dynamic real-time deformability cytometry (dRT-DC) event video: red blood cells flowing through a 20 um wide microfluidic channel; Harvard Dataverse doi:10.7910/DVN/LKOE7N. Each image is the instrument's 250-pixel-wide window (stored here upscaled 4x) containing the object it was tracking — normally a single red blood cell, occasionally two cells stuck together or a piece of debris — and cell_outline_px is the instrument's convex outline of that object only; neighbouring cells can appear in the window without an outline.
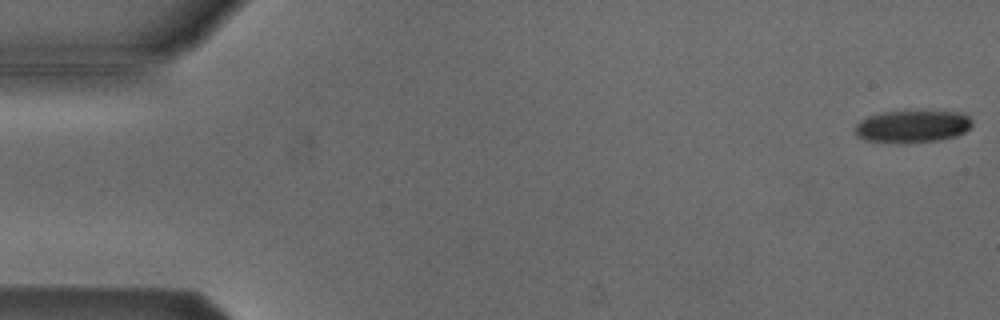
{"species": "Egyptian fruit bat (a non-hibernating species)", "species_latin": "Rousettus aegyptiacus", "temperature_condition": "cold", "stored_images_in_passage": 52, "camera_frame_rate_fps": 3000, "um_per_image_px": 0.085, "animal": {"sex": "male"}, "frame": {"image": 1, "passage_image": 1, "time_ms": 0.0, "image_size_px": [1000, 320], "cell_outline_px": [[972, 124], [964, 132], [956, 136], [940, 140], [868, 140], [856, 136], [856, 124], [860, 120], [868, 116], [884, 112], [956, 112], [968, 116], [972, 120]], "centroid_in_image_um": [77.57, 10.71], "position_along_channel_um": 7.4, "area_um2": 20.81}}
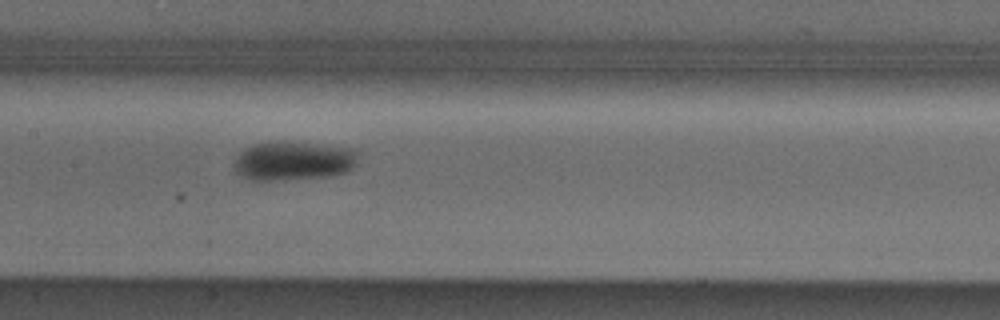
{"frame": {"image": 2, "passage_image": 26, "time_ms": 8.333, "image_size_px": [1000, 320], "cell_outline_px": [[360, 152], [356, 164], [348, 172], [324, 176], [272, 180], [248, 180], [240, 176], [236, 172], [232, 164], [236, 156], [244, 148], [252, 144], [280, 140], [284, 140], [356, 148]], "centroid_in_image_um": [24.93, 13.64], "position_along_channel_um": 182.5, "area_um2": 28.84}}
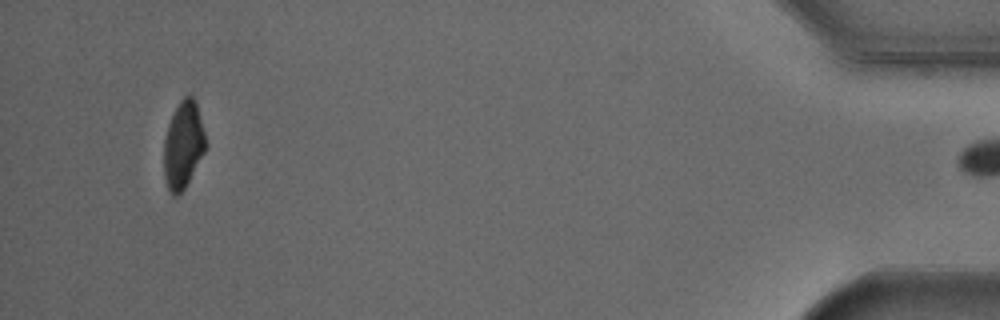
{"frame": {"image": 3, "passage_image": 51, "time_ms": 16.667, "image_size_px": [1000, 320], "cell_outline_px": [[208, 144], [204, 152], [184, 188], [176, 196], [172, 196], [168, 192], [164, 176], [164, 140], [168, 124], [180, 100], [184, 96], [192, 96], [196, 100]], "centroid_in_image_um": [15.58, 12.31], "position_along_channel_um": 419.6, "area_um2": 21.21}, "authors_computed_cell_mechanics": {"area_um2": 24.8251, "velocity_mm_per_s": 3.8132, "shape_relaxation_time_tau1_ms": 2.4085, "shape_relaxation_time_tau2_ms": null, "deformation_change_tau1": 0.0817, "deformation_change_tau2": null}}